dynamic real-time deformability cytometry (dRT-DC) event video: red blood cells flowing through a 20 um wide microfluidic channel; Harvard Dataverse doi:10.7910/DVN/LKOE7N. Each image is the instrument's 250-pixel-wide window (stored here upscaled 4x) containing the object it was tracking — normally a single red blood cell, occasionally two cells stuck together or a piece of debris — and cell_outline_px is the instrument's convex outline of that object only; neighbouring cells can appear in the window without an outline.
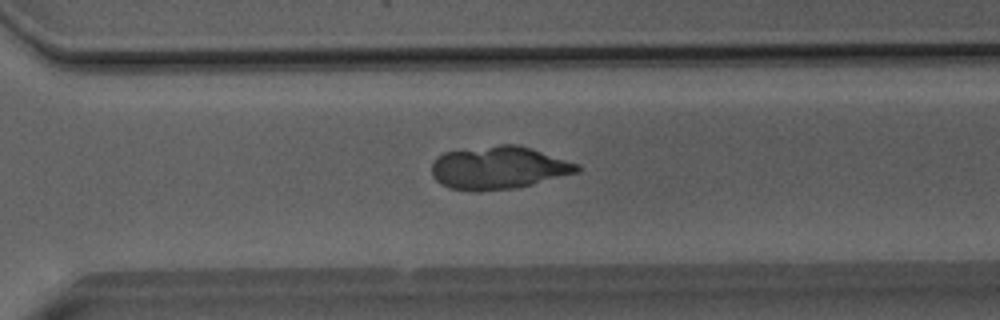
{"species": "Egyptian fruit bat (a non-hibernating species)", "species_latin": "Rousettus aegyptiacus", "temperature_condition": "room temperature", "stored_images_in_passage": 35, "segment_of_instrument_passage": [1, 2], "camera_frame_rate_fps": 3000, "um_per_image_px": 0.085, "animal": {"sex": "male"}, "frame": {"image": 1, "passage_image": 24, "time_ms": 7.667, "image_size_px": [1000, 320], "cell_outline_px": [[580, 168], [576, 172], [532, 184], [512, 188], [448, 188], [440, 184], [432, 176], [432, 164], [436, 156], [444, 152], [500, 144], [516, 144], [532, 148], [580, 164]], "centroid_in_image_um": [42.38, 14.21], "position_along_channel_um": 328.2, "area_um2": 35.43}}
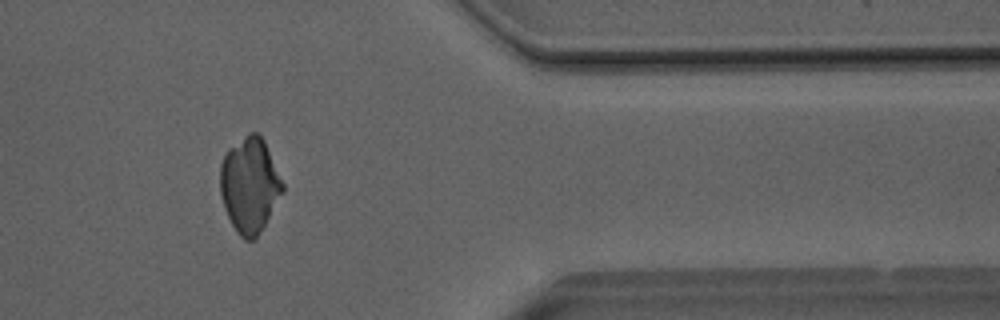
{"frame": {"image": 2, "passage_image": 30, "time_ms": 9.667, "image_size_px": [1000, 320], "cell_outline_px": [[284, 192], [264, 224], [256, 236], [252, 240], [244, 240], [236, 232], [224, 208], [220, 192], [220, 164], [224, 152], [228, 148], [248, 132], [260, 132], [264, 140], [284, 184]], "centroid_in_image_um": [21.21, 15.68], "position_along_channel_um": 390.2, "area_um2": 34.68}}